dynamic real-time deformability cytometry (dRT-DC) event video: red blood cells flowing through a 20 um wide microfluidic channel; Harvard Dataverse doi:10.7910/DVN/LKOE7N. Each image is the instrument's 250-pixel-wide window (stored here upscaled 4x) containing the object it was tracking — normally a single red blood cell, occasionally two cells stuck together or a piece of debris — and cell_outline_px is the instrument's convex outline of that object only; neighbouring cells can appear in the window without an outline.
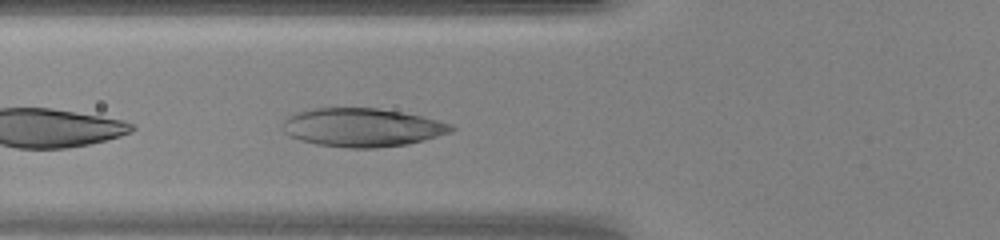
{"species": "human", "species_latin": "Homo sapiens", "temperature_condition": "warm", "stored_images_in_passage": 18, "camera_frame_rate_fps": 3000, "um_per_image_px": 0.085, "donor": {"sex": "female"}, "frame": {"image": 1, "passage_image": 12, "time_ms": 3.667, "image_size_px": [1000, 240], "cell_outline_px": [[456, 128], [452, 132], [424, 140], [408, 144], [376, 148], [348, 148], [316, 144], [300, 140], [288, 136], [284, 132], [284, 120], [288, 116], [296, 112], [312, 108], [376, 108], [400, 112], [420, 116], [452, 124]], "centroid_in_image_um": [30.77, 10.84], "position_along_channel_um": 95.0, "area_um2": 37.8}}
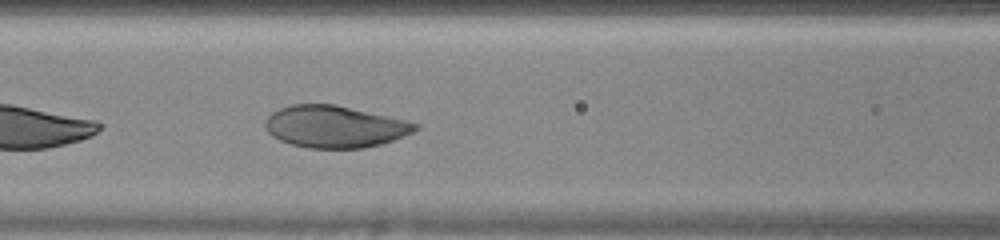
{"frame": {"image": 2, "passage_image": 15, "time_ms": 4.667, "image_size_px": [1000, 240], "cell_outline_px": [[420, 128], [404, 136], [380, 144], [364, 148], [308, 148], [292, 144], [280, 140], [272, 136], [268, 132], [264, 124], [268, 116], [272, 112], [280, 108], [292, 104], [336, 104], [408, 120], [420, 124]], "centroid_in_image_um": [28.48, 10.75], "position_along_channel_um": 138.1, "area_um2": 36.82}}